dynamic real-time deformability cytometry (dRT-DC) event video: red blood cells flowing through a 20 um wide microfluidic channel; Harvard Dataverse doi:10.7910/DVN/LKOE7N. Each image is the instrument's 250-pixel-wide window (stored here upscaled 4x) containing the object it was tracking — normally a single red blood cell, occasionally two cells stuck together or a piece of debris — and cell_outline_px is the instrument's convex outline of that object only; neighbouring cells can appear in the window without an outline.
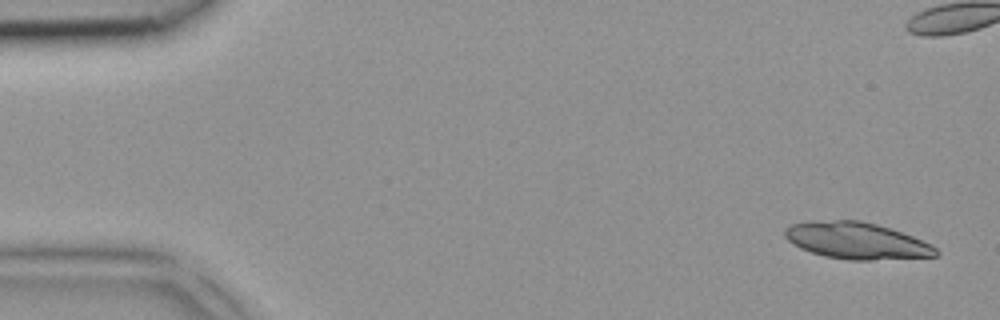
{"species": "common noctule bat (a hibernating species)", "species_latin": "Nyctalus noctula", "temperature_condition": "room temperature", "stored_images_in_passage": 5, "camera_frame_rate_fps": 3000, "um_per_image_px": 0.085, "animal": {"sex": "female", "body_mass_g": 18.4}, "frame": {"image": 1, "passage_image": 1, "time_ms": 0.0, "image_size_px": [1000, 320], "cell_outline_px": [[940, 252], [936, 256], [872, 260], [848, 260], [824, 256], [800, 248], [788, 240], [784, 236], [784, 228], [792, 224], [812, 220], [860, 220], [876, 224], [912, 236], [932, 244]], "centroid_in_image_um": [72.79, 20.45], "position_along_channel_um": 12.2, "area_um2": 32.25}}
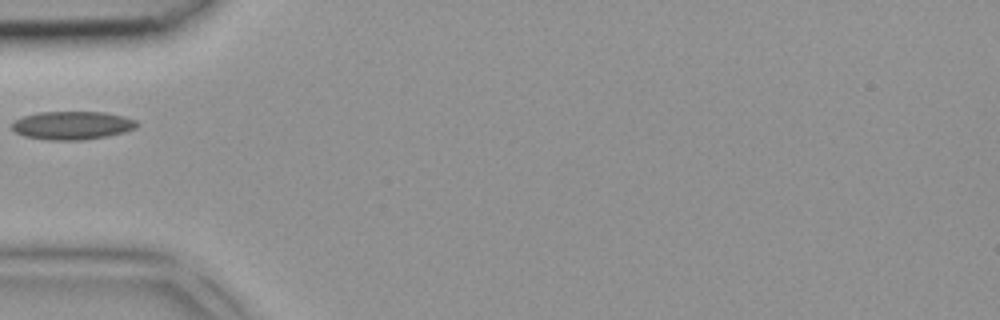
{"frame": {"image": 2, "passage_image": 5, "time_ms": 1.333, "image_size_px": [1000, 320], "cell_outline_px": [[140, 124], [136, 128], [124, 132], [108, 136], [84, 140], [48, 140], [24, 136], [16, 132], [12, 128], [12, 120], [24, 116], [40, 112], [104, 112], [124, 116], [136, 120]], "centroid_in_image_um": [6.16, 10.66], "position_along_channel_um": 78.8, "area_um2": 20.75}}